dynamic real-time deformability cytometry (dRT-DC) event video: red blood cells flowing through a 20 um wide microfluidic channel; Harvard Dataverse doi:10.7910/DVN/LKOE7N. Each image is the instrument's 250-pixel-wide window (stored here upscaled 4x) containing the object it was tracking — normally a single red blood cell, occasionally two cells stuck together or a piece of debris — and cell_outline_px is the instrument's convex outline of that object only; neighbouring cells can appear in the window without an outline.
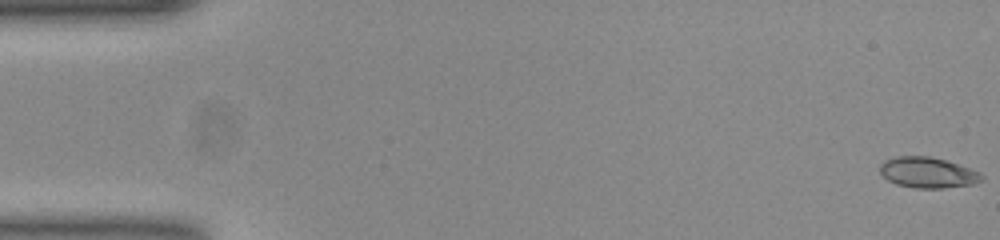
{"species": "common noctule bat (a hibernating species)", "species_latin": "Nyctalus noctula", "temperature_condition": "room temperature", "stored_images_in_passage": 53, "camera_frame_rate_fps": 3000, "um_per_image_px": 0.085, "animal": {"sex": "female", "body_mass_g": 23.0, "forearm_length_mm": 53.4}, "frame": {"image": 1, "passage_image": 1, "time_ms": 0.0, "image_size_px": [1000, 240], "cell_outline_px": [[984, 180], [972, 184], [940, 188], [916, 188], [896, 184], [888, 180], [880, 172], [880, 164], [884, 160], [896, 156], [932, 156], [980, 172], [984, 176]], "centroid_in_image_um": [78.84, 14.66], "position_along_channel_um": 6.2, "area_um2": 18.09}}
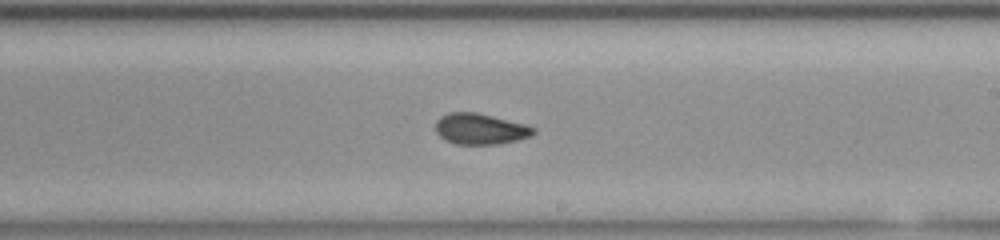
{"frame": {"image": 2, "passage_image": 31, "time_ms": 10.0, "image_size_px": [1000, 240], "cell_outline_px": [[536, 132], [528, 136], [516, 140], [496, 144], [456, 144], [444, 140], [436, 132], [436, 120], [440, 116], [448, 112], [476, 112], [524, 124], [536, 128]], "centroid_in_image_um": [40.77, 10.95], "position_along_channel_um": 248.2, "area_um2": 17.51}}
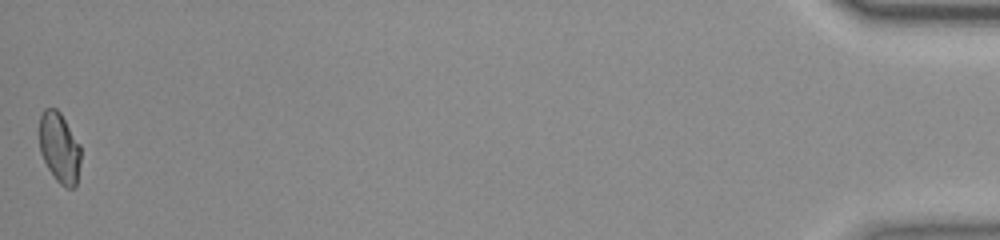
{"frame": {"image": 3, "passage_image": 53, "time_ms": 17.333, "image_size_px": [1000, 240], "cell_outline_px": [[80, 160], [76, 184], [72, 188], [68, 188], [60, 184], [56, 180], [48, 168], [40, 152], [40, 116], [44, 108], [56, 108], [60, 112], [80, 144]], "centroid_in_image_um": [5.05, 12.54], "position_along_channel_um": 430.2, "area_um2": 16.82}, "authors_computed_cell_mechanics": {"area_um2": 17.7446, "velocity_mm_per_s": 3.8698, "shape_relaxation_time_tau1_ms": 8.587, "shape_relaxation_time_tau2_ms": 1.5468, "deformation_change_tau1": 0.1691, "deformation_change_tau2": 0.05}}